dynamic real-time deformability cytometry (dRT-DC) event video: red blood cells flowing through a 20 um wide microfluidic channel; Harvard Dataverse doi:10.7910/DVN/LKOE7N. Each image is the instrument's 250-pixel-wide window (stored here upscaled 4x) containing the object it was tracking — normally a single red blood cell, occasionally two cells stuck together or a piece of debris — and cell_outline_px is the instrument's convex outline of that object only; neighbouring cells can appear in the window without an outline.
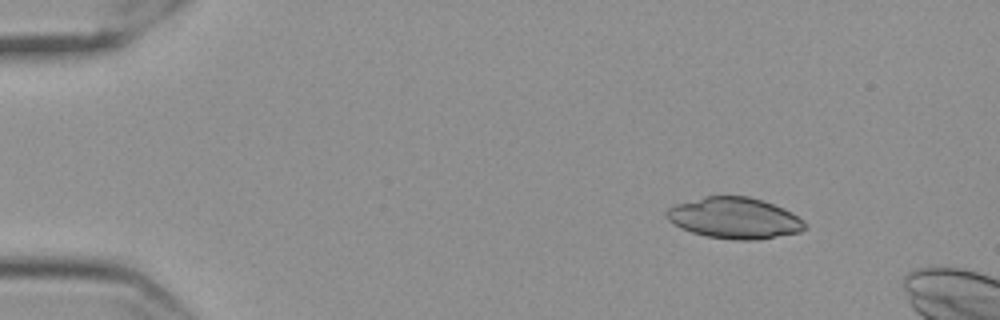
{"species": "Egyptian fruit bat (a non-hibernating species)", "species_latin": "Rousettus aegyptiacus", "temperature_condition": "cold", "stored_images_in_passage": 8, "camera_frame_rate_fps": 3000, "um_per_image_px": 0.085, "frame": {"image": 1, "passage_image": 1, "time_ms": 0.0, "image_size_px": [1000, 320], "cell_outline_px": [[808, 228], [800, 232], [756, 240], [732, 240], [704, 236], [680, 228], [672, 224], [664, 216], [664, 212], [668, 208], [676, 204], [704, 196], [748, 196], [784, 208], [792, 212], [804, 220], [808, 224]], "centroid_in_image_um": [62.42, 18.55], "position_along_channel_um": 22.6, "area_um2": 33.52}}